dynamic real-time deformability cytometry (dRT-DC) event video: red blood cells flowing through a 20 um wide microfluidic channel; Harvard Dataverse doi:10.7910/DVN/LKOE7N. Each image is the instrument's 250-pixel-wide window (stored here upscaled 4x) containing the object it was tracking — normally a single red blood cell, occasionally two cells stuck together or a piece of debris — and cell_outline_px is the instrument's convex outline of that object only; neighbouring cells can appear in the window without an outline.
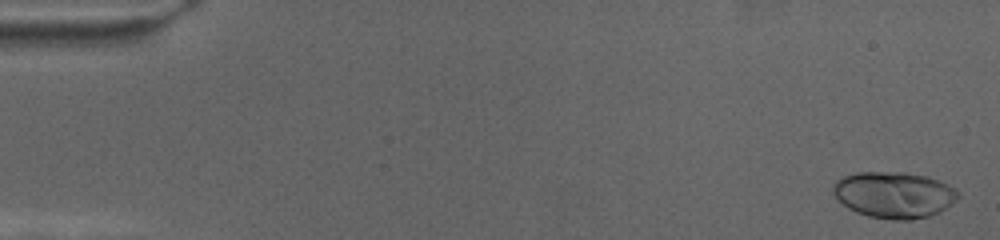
{"species": "human", "species_latin": "Homo sapiens", "temperature_condition": "cold", "stored_images_in_passage": 58, "camera_frame_rate_fps": 3000, "um_per_image_px": 0.085, "donor": {"sex": "female"}, "frame": {"image": 1, "passage_image": 2, "time_ms": 0.333, "image_size_px": [1000, 240], "cell_outline_px": [[960, 196], [956, 200], [940, 212], [928, 216], [912, 220], [892, 220], [868, 216], [856, 212], [848, 208], [836, 200], [832, 192], [832, 184], [836, 180], [844, 176], [856, 172], [904, 172], [928, 176], [940, 180], [956, 188], [960, 192]], "centroid_in_image_um": [75.98, 16.55], "position_along_channel_um": 9.0, "area_um2": 34.28}}
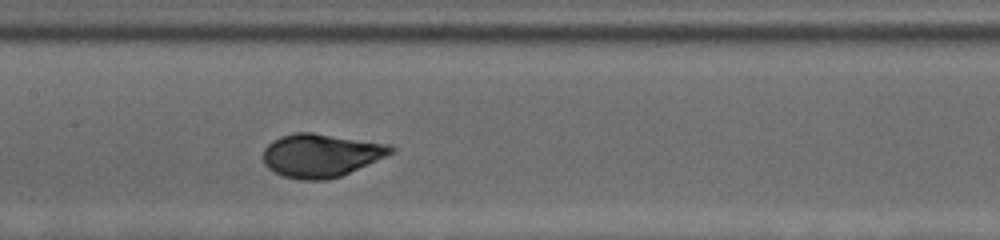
{"frame": {"image": 2, "passage_image": 35, "time_ms": 11.333, "image_size_px": [1000, 240], "cell_outline_px": [[396, 148], [392, 152], [368, 164], [340, 176], [328, 180], [300, 180], [284, 176], [268, 168], [264, 164], [264, 148], [272, 140], [280, 136], [296, 132], [312, 132], [388, 144]], "centroid_in_image_um": [27.24, 13.2], "position_along_channel_um": 180.2, "area_um2": 31.96}}
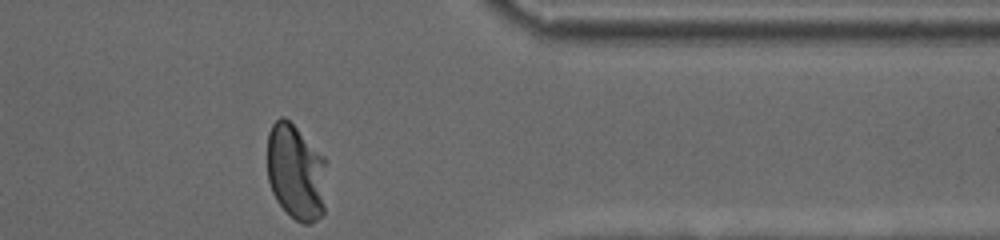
{"frame": {"image": 3, "passage_image": 58, "time_ms": 19.0, "image_size_px": [1000, 240], "cell_outline_px": [[324, 216], [308, 224], [304, 224], [296, 220], [276, 200], [272, 192], [268, 180], [268, 132], [272, 124], [280, 116], [284, 116], [324, 156]], "centroid_in_image_um": [25.13, 14.63], "position_along_channel_um": 386.3, "area_um2": 32.83}}